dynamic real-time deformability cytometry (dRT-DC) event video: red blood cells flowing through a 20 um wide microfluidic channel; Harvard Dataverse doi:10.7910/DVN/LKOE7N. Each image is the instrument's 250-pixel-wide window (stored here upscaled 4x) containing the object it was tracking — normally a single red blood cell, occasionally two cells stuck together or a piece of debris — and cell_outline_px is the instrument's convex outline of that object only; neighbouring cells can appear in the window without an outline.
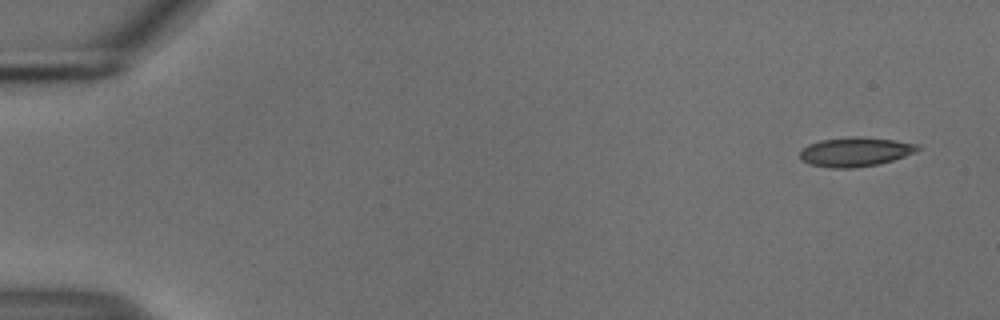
{"species": "common noctule bat (a hibernating species)", "species_latin": "Nyctalus noctula", "temperature_condition": "cold", "stored_images_in_passage": 9, "camera_frame_rate_fps": 3000, "um_per_image_px": 0.085, "animal": {"sex": "male", "body_mass_g": 18.8}, "frame": {"image": 1, "passage_image": 1, "time_ms": 0.0, "image_size_px": [1000, 320], "cell_outline_px": [[920, 148], [916, 152], [880, 164], [852, 168], [828, 168], [808, 164], [800, 160], [800, 152], [808, 144], [820, 140], [852, 136], [860, 136], [892, 140], [916, 144]], "centroid_in_image_um": [72.65, 12.91], "position_along_channel_um": 12.4, "area_um2": 20.11}}